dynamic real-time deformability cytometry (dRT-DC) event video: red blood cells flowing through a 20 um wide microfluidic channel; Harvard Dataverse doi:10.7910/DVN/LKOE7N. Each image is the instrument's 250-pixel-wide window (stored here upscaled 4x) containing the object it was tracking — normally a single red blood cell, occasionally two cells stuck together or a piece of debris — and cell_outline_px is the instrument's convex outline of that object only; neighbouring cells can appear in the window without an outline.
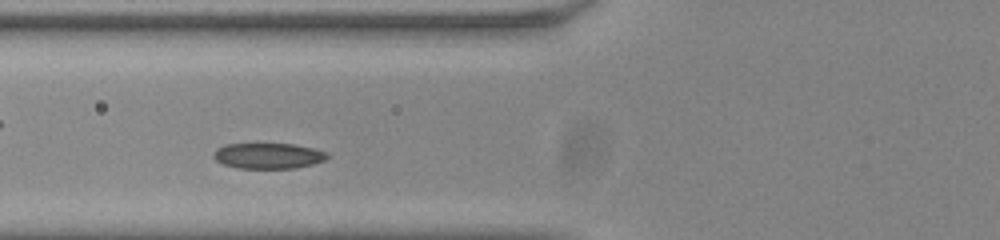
{"species": "common noctule bat (a hibernating species)", "species_latin": "Nyctalus noctula", "temperature_condition": "room temperature", "stored_images_in_passage": 37, "camera_frame_rate_fps": 3000, "um_per_image_px": 0.085, "animal": {"sex": "male", "body_mass_g": 20.0, "forearm_length_mm": 53.3}, "frame": {"image": 1, "passage_image": 7, "time_ms": 2.0, "image_size_px": [1000, 240], "cell_outline_px": [[328, 156], [324, 160], [312, 164], [296, 168], [236, 168], [224, 164], [216, 160], [212, 156], [212, 152], [216, 148], [224, 144], [292, 144], [312, 148], [328, 152]], "centroid_in_image_um": [22.76, 13.24], "position_along_channel_um": 103.0, "area_um2": 16.99}}
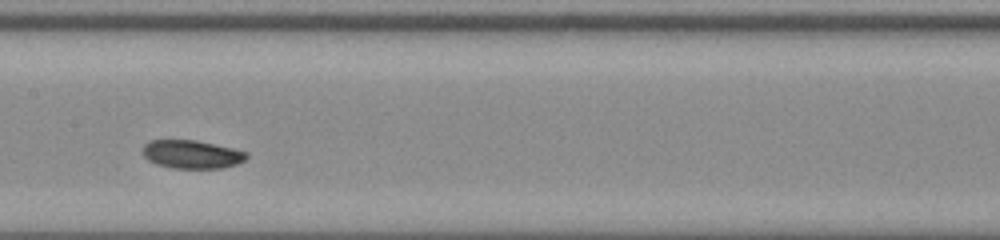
{"frame": {"image": 2, "passage_image": 14, "time_ms": 4.333, "image_size_px": [1000, 240], "cell_outline_px": [[248, 156], [244, 160], [236, 164], [224, 168], [172, 168], [156, 164], [148, 160], [144, 156], [144, 144], [148, 140], [196, 140], [232, 148], [248, 152]], "centroid_in_image_um": [16.3, 13.11], "position_along_channel_um": 191.1, "area_um2": 17.11}}
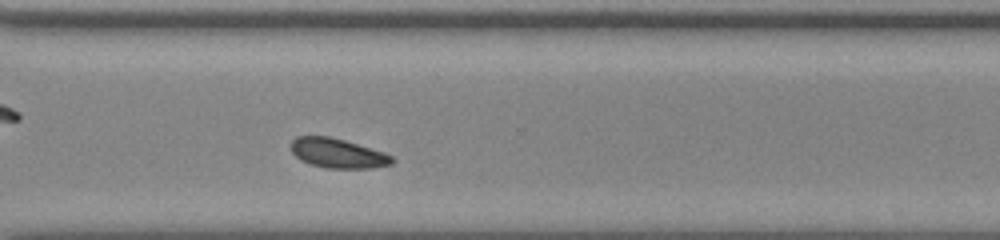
{"frame": {"image": 3, "passage_image": 26, "time_ms": 8.333, "image_size_px": [1000, 240], "cell_outline_px": [[396, 160], [392, 164], [372, 168], [324, 168], [300, 160], [292, 152], [292, 140], [296, 136], [328, 136], [344, 140], [384, 152], [392, 156]], "centroid_in_image_um": [28.73, 13.03], "position_along_channel_um": 341.9, "area_um2": 17.34}, "authors_computed_cell_mechanics": {"area_um2": 17.5712, "velocity_mm_per_s": 3.7689, "shape_relaxation_time_tau1_ms": 1.5106, "shape_relaxation_time_tau2_ms": null, "deformation_change_tau1": 0.0708, "deformation_change_tau2": null}}